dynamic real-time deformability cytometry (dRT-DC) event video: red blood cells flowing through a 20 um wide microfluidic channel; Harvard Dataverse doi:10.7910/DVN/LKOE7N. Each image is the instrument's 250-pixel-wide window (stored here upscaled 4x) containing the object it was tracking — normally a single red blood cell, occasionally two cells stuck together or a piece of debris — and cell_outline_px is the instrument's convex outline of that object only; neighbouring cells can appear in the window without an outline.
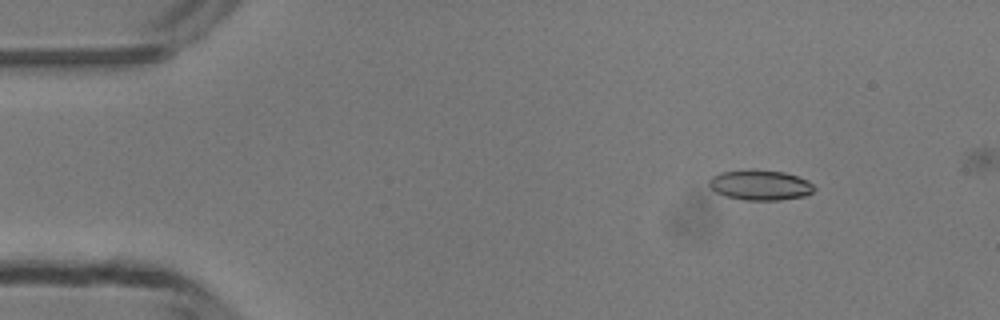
{"species": "common noctule bat (a hibernating species)", "species_latin": "Nyctalus noctula", "temperature_condition": "room temperature", "stored_images_in_passage": 4, "camera_frame_rate_fps": 3000, "um_per_image_px": 0.085, "animal": {"sex": "male", "body_mass_g": 13.3}, "frame": {"image": 1, "passage_image": 2, "time_ms": 1.0, "image_size_px": [1000, 320], "cell_outline_px": [[816, 188], [812, 192], [804, 196], [780, 200], [744, 200], [724, 196], [716, 192], [708, 184], [708, 180], [712, 176], [720, 172], [752, 168], [784, 172], [808, 180]], "centroid_in_image_um": [64.59, 15.71], "position_along_channel_um": 20.4, "area_um2": 18.79}}
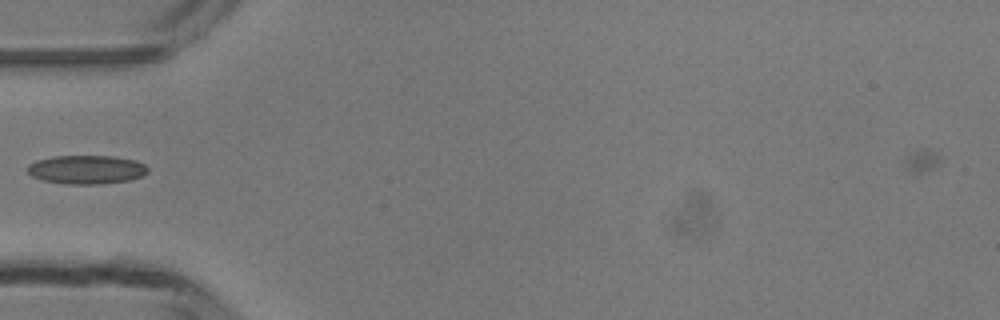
{"frame": {"image": 2, "passage_image": 4, "time_ms": 4.333, "image_size_px": [1000, 320], "cell_outline_px": [[148, 172], [140, 176], [128, 180], [104, 184], [64, 184], [40, 180], [32, 176], [28, 172], [28, 164], [36, 160], [52, 156], [112, 156], [136, 160], [144, 164], [148, 168]], "centroid_in_image_um": [7.32, 14.41], "position_along_channel_um": 77.7, "area_um2": 20.29}}